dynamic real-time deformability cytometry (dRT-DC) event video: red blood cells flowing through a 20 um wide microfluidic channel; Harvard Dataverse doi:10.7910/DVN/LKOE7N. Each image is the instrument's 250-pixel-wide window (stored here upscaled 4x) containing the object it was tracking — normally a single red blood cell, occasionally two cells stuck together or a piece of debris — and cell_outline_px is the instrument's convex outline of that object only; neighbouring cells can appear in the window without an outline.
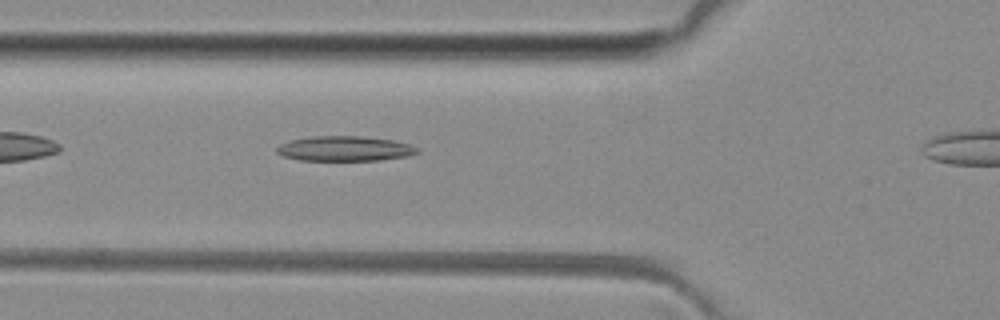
{"species": "common noctule bat (a hibernating species)", "species_latin": "Nyctalus noctula", "temperature_condition": "room temperature", "stored_images_in_passage": 28, "camera_frame_rate_fps": 3000, "um_per_image_px": 0.085, "animal": {"sex": "female", "body_mass_g": 29.2, "forearm_length_mm": 56.3}, "frame": {"image": 1, "passage_image": 3, "time_ms": 0.667, "image_size_px": [1000, 320], "cell_outline_px": [[420, 152], [408, 156], [380, 160], [300, 160], [284, 156], [276, 152], [276, 148], [280, 144], [292, 140], [312, 136], [360, 136], [392, 140], [408, 144], [420, 148]], "centroid_in_image_um": [29.33, 12.63], "position_along_channel_um": 96.5, "area_um2": 20.35}}
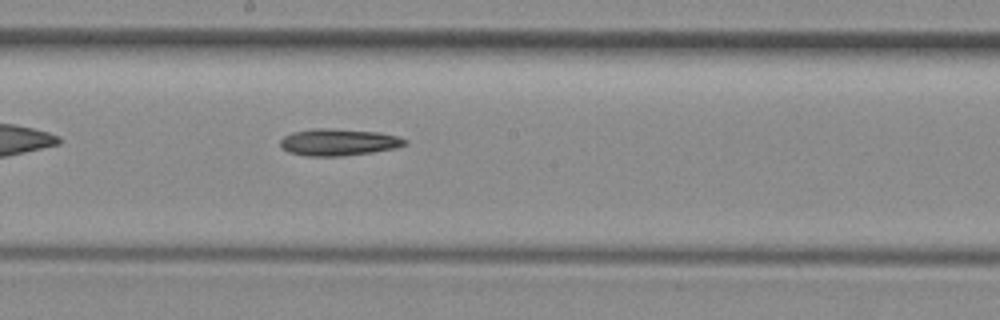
{"frame": {"image": 2, "passage_image": 12, "time_ms": 3.667, "image_size_px": [1000, 320], "cell_outline_px": [[408, 144], [396, 148], [372, 152], [344, 156], [304, 156], [288, 152], [280, 144], [280, 140], [284, 136], [292, 132], [312, 128], [328, 128], [376, 132], [396, 136], [408, 140]], "centroid_in_image_um": [28.76, 12.09], "position_along_channel_um": 219.4, "area_um2": 19.54}}
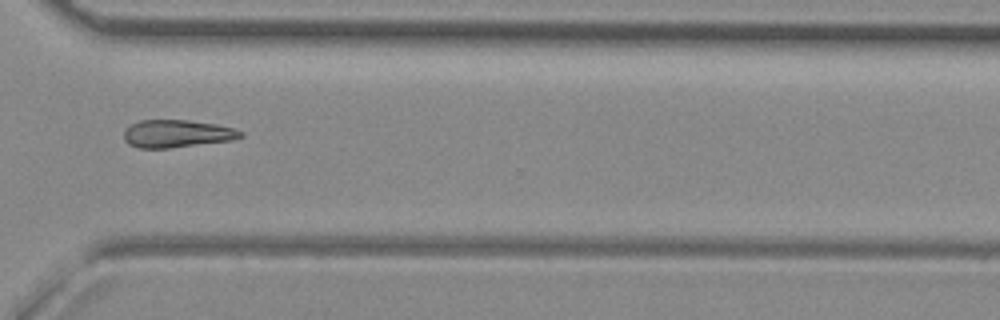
{"frame": {"image": 3, "passage_image": 22, "time_ms": 7.0, "image_size_px": [1000, 320], "cell_outline_px": [[244, 136], [232, 140], [168, 148], [140, 148], [128, 144], [124, 140], [124, 132], [132, 124], [140, 120], [188, 120], [216, 124], [232, 128], [244, 132]], "centroid_in_image_um": [15.05, 11.36], "position_along_channel_um": 355.6, "area_um2": 18.67}}